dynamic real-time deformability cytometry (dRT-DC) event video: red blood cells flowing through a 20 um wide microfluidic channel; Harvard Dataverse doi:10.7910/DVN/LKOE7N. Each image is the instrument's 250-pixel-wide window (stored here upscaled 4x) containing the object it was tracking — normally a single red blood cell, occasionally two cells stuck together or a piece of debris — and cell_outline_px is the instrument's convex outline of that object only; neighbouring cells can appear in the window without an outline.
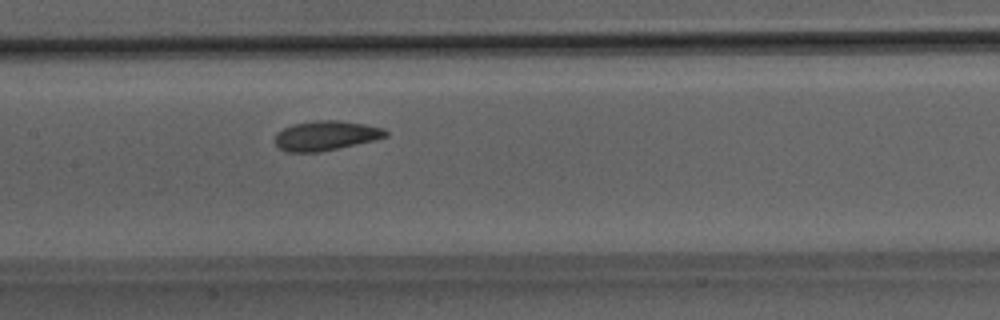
{"species": "Egyptian fruit bat (a non-hibernating species)", "species_latin": "Rousettus aegyptiacus", "temperature_condition": "room temperature", "stored_images_in_passage": 25, "camera_frame_rate_fps": 3000, "um_per_image_px": 0.085, "animal": {"sex": "male"}, "frame": {"image": 1, "passage_image": 18, "time_ms": 5.667, "image_size_px": [1000, 320], "cell_outline_px": [[388, 136], [372, 140], [320, 152], [284, 152], [272, 140], [276, 132], [292, 124], [316, 120], [340, 120], [364, 124], [384, 128], [388, 132]], "centroid_in_image_um": [27.64, 11.52], "position_along_channel_um": 179.8, "area_um2": 19.19}}